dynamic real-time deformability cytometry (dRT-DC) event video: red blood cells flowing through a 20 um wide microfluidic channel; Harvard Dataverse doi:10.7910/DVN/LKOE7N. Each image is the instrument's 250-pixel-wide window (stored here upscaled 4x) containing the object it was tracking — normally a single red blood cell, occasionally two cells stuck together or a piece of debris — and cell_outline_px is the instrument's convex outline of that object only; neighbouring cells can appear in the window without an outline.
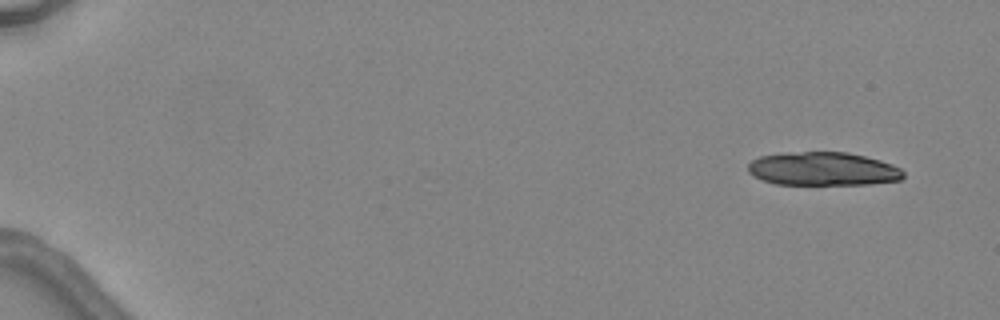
{"species": "common noctule bat (a hibernating species)", "species_latin": "Nyctalus noctula", "temperature_condition": "warm", "stored_images_in_passage": 5, "camera_frame_rate_fps": 3000, "um_per_image_px": 0.085, "animal": {"sex": "female", "body_mass_g": 24.6, "forearm_length_mm": 56.2}, "frame": {"image": 1, "passage_image": 1, "time_ms": 0.0, "image_size_px": [1000, 320], "cell_outline_px": [[904, 176], [900, 180], [868, 184], [776, 184], [764, 180], [748, 172], [748, 164], [752, 160], [760, 156], [788, 152], [848, 152], [880, 160], [892, 164], [900, 168], [904, 172]], "centroid_in_image_um": [69.97, 14.35], "position_along_channel_um": 15.0, "area_um2": 30.17}}
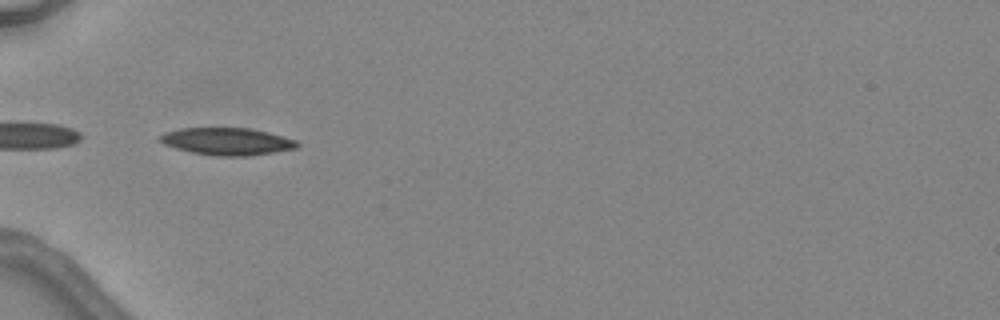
{"frame": {"image": 2, "passage_image": 5, "time_ms": 5.0, "image_size_px": [1000, 320], "cell_outline_px": [[300, 144], [296, 148], [276, 152], [244, 156], [216, 156], [192, 152], [176, 148], [164, 144], [156, 140], [156, 136], [164, 132], [180, 128], [248, 128], [268, 132], [296, 140]], "centroid_in_image_um": [19.25, 12.01], "position_along_channel_um": 65.8, "area_um2": 21.91}}